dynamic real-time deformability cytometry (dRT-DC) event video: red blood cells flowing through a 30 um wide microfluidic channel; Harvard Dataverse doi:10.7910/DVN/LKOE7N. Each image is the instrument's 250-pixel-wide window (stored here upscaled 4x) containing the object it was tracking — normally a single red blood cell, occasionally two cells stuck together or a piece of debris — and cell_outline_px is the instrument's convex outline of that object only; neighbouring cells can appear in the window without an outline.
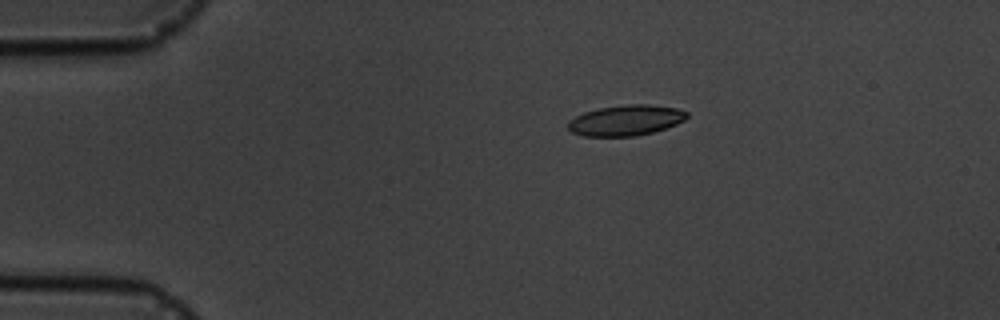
{"species": "common noctule bat (a hibernating species)", "species_latin": "Nyctalus noctula", "temperature_condition": "cold", "stored_images_in_passage": 4, "camera_frame_rate_fps": 3000, "um_per_image_px": 0.085, "animal": {"sex": "male", "body_mass_g": 19.5, "forearm_length_mm": 54.6}, "frame": {"image": 1, "passage_image": 2, "time_ms": 2.0, "image_size_px": [1000, 320], "cell_outline_px": [[688, 116], [684, 120], [676, 124], [652, 132], [636, 136], [584, 136], [572, 132], [568, 128], [568, 120], [584, 112], [600, 108], [628, 104], [648, 104], [676, 108], [688, 112]], "centroid_in_image_um": [53.19, 10.22], "position_along_channel_um": 31.8, "area_um2": 21.04}}
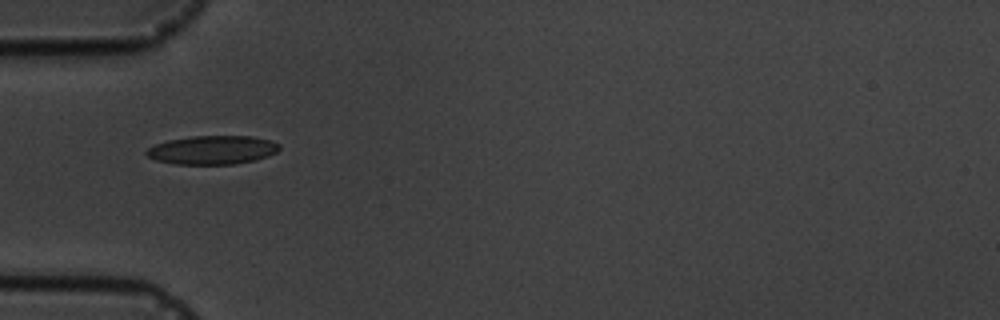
{"frame": {"image": 2, "passage_image": 4, "time_ms": 4.333, "image_size_px": [1000, 320], "cell_outline_px": [[280, 148], [276, 152], [268, 156], [256, 160], [232, 164], [176, 164], [156, 160], [148, 156], [144, 152], [148, 148], [156, 144], [168, 140], [192, 136], [252, 136], [268, 140], [280, 144]], "centroid_in_image_um": [18.06, 12.74], "position_along_channel_um": 66.9, "area_um2": 22.14}}